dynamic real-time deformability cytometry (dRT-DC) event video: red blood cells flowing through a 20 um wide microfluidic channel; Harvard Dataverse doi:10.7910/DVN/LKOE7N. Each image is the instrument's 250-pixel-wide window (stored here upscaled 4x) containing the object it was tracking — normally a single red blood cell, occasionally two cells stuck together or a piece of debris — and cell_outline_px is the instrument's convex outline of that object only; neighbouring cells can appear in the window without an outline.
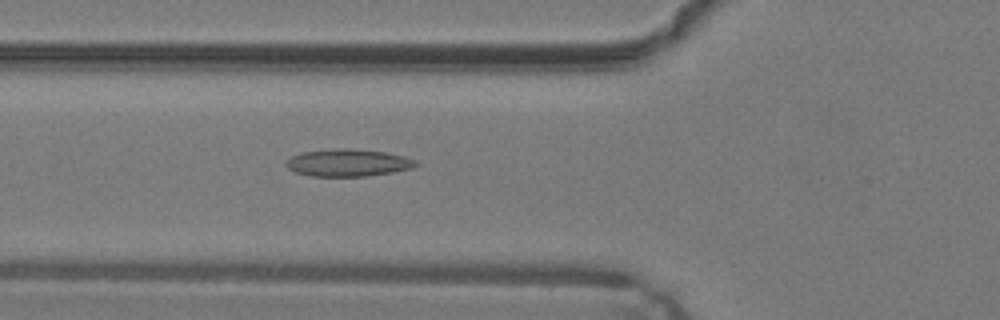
{"species": "common noctule bat (a hibernating species)", "species_latin": "Nyctalus noctula", "temperature_condition": "warm", "stored_images_in_passage": 43, "camera_frame_rate_fps": 3000, "um_per_image_px": 0.085, "animal": {"sex": "male", "body_mass_g": 19.2, "forearm_length_mm": 51.8}, "frame": {"image": 1, "passage_image": 15, "time_ms": 4.667, "image_size_px": [1000, 320], "cell_outline_px": [[420, 164], [412, 168], [392, 172], [364, 176], [312, 176], [296, 172], [288, 168], [284, 164], [292, 156], [300, 152], [332, 148], [348, 148], [384, 152], [404, 156], [416, 160]], "centroid_in_image_um": [29.57, 13.82], "position_along_channel_um": 96.2, "area_um2": 20.63}}
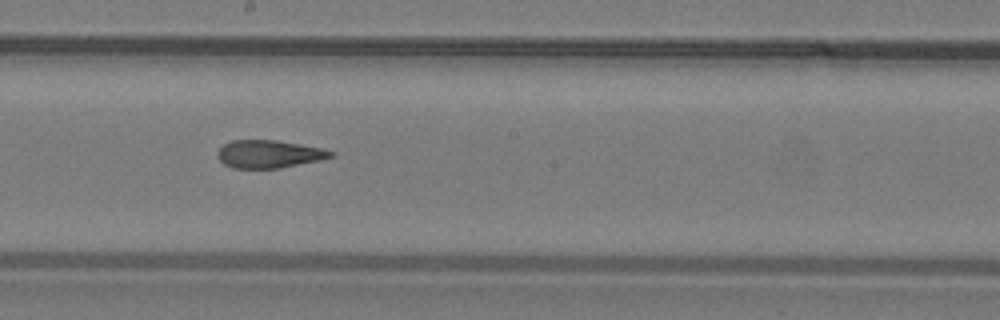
{"frame": {"image": 2, "passage_image": 24, "time_ms": 7.667, "image_size_px": [1000, 320], "cell_outline_px": [[336, 156], [320, 160], [280, 168], [232, 168], [224, 164], [216, 156], [216, 152], [224, 144], [232, 140], [276, 140], [324, 148], [336, 152]], "centroid_in_image_um": [22.89, 13.09], "position_along_channel_um": 225.3, "area_um2": 18.55}}
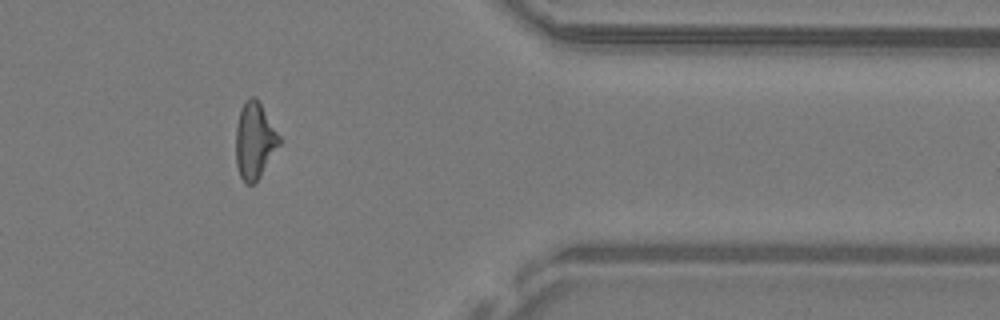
{"frame": {"image": 3, "passage_image": 37, "time_ms": 12.0, "image_size_px": [1000, 320], "cell_outline_px": [[280, 144], [260, 176], [252, 184], [244, 184], [240, 176], [236, 164], [236, 128], [240, 108], [248, 96], [256, 96], [280, 136]], "centroid_in_image_um": [21.62, 11.93], "position_along_channel_um": 389.8, "area_um2": 19.31}, "authors_computed_cell_mechanics": {"area_um2": 19.5942, "velocity_mm_per_s": 4.2852, "shape_relaxation_time_tau1_ms": null, "shape_relaxation_time_tau2_ms": 1.9044, "deformation_change_tau1": null, "deformation_change_tau2": 0.1146}}